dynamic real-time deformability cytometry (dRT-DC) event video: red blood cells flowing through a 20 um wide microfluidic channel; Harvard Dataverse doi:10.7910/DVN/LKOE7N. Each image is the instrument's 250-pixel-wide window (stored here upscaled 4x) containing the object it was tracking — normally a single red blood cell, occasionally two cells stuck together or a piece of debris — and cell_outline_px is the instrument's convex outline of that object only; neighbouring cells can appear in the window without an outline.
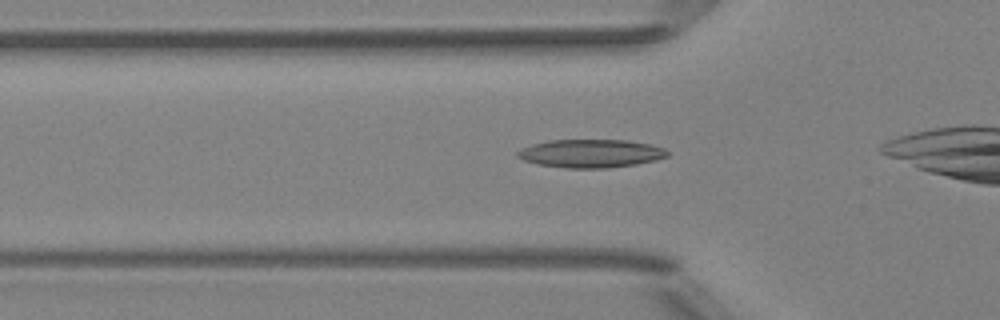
{"species": "Egyptian fruit bat (a non-hibernating species)", "species_latin": "Rousettus aegyptiacus", "temperature_condition": "room temperature", "stored_images_in_passage": 30, "camera_frame_rate_fps": 3000, "um_per_image_px": 0.085, "animal": {"sex": "female"}, "frame": {"image": 1, "passage_image": 5, "time_ms": 1.333, "image_size_px": [1000, 320], "cell_outline_px": [[668, 156], [656, 160], [636, 164], [608, 168], [568, 168], [536, 164], [524, 160], [516, 156], [516, 152], [520, 148], [532, 144], [548, 140], [628, 140], [652, 144], [664, 148], [668, 152]], "centroid_in_image_um": [50.21, 13.04], "position_along_channel_um": 75.6, "area_um2": 24.85}}
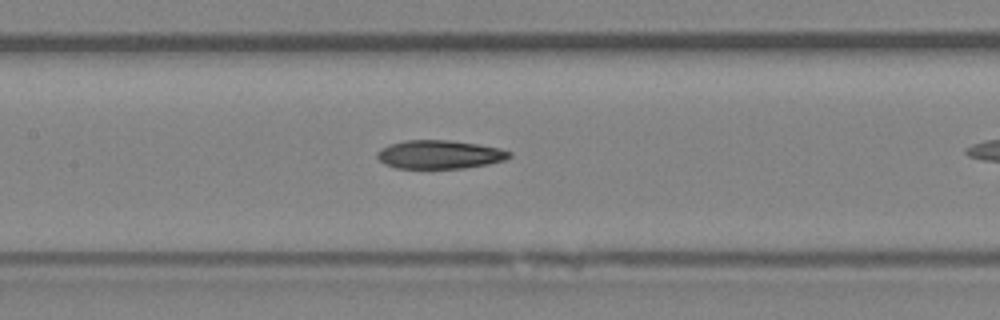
{"frame": {"image": 2, "passage_image": 12, "time_ms": 3.667, "image_size_px": [1000, 320], "cell_outline_px": [[512, 156], [504, 160], [488, 164], [464, 168], [396, 168], [384, 164], [376, 156], [376, 152], [380, 148], [388, 144], [404, 140], [448, 140], [480, 144], [500, 148], [512, 152]], "centroid_in_image_um": [37.35, 13.12], "position_along_channel_um": 170.0, "area_um2": 22.2}}
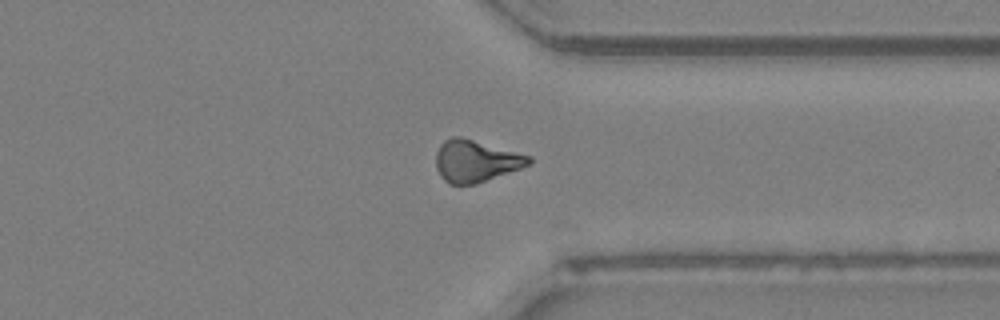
{"frame": {"image": 3, "passage_image": 27, "time_ms": 8.667, "image_size_px": [1000, 320], "cell_outline_px": [[532, 160], [528, 164], [520, 168], [476, 184], [448, 184], [440, 176], [436, 168], [436, 152], [440, 144], [444, 140], [452, 136], [460, 136], [532, 156]], "centroid_in_image_um": [40.4, 13.68], "position_along_channel_um": 371.0, "area_um2": 22.66}}